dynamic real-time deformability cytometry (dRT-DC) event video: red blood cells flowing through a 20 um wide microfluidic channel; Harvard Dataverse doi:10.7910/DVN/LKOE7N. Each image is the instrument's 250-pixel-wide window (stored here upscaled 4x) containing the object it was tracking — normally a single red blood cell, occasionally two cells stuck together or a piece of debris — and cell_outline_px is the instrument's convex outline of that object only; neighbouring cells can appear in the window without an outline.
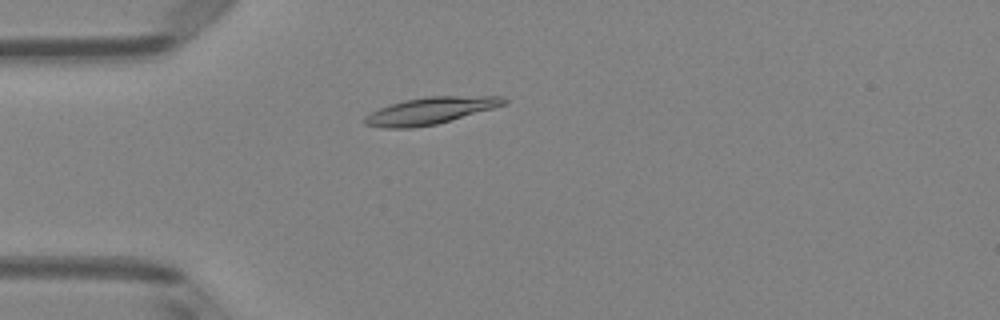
{"species": "Egyptian fruit bat (a non-hibernating species)", "species_latin": "Rousettus aegyptiacus", "temperature_condition": "room temperature", "stored_images_in_passage": 49, "camera_frame_rate_fps": 3000, "um_per_image_px": 0.085, "animal": {"sex": "female"}, "frame": {"image": 1, "passage_image": 12, "time_ms": 3.667, "image_size_px": [1000, 320], "cell_outline_px": [[508, 104], [436, 124], [412, 128], [384, 128], [364, 124], [364, 116], [368, 112], [404, 100], [428, 96], [504, 96], [508, 100]], "centroid_in_image_um": [36.58, 9.4], "position_along_channel_um": 48.4, "area_um2": 21.85}}
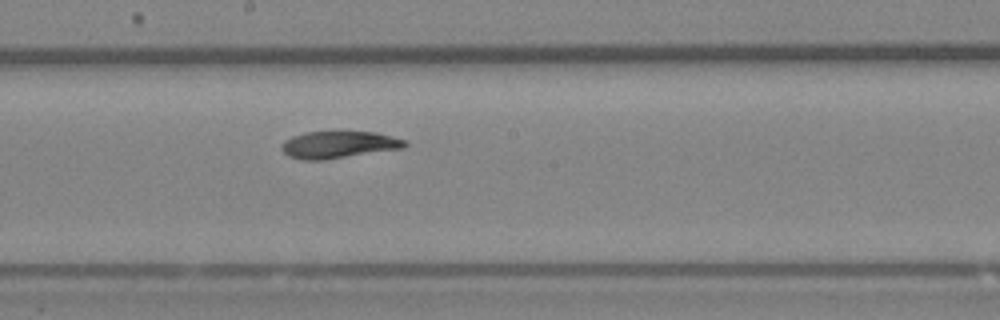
{"frame": {"image": 2, "passage_image": 26, "time_ms": 8.333, "image_size_px": [1000, 320], "cell_outline_px": [[408, 144], [404, 148], [324, 160], [300, 160], [288, 156], [280, 148], [284, 140], [292, 136], [304, 132], [376, 132], [408, 140]], "centroid_in_image_um": [28.79, 12.3], "position_along_channel_um": 219.4, "area_um2": 19.59}}
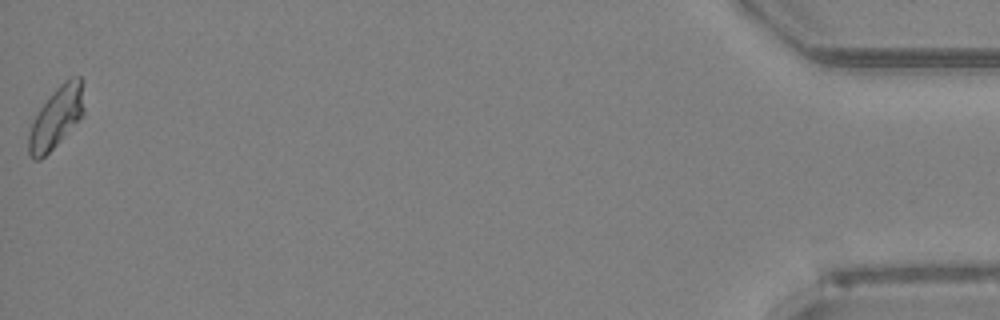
{"frame": {"image": 3, "passage_image": 49, "time_ms": 16.0, "image_size_px": [1000, 320], "cell_outline_px": [[84, 112], [60, 140], [40, 160], [32, 160], [28, 152], [28, 132], [32, 120], [40, 108], [52, 92], [64, 80], [72, 76], [80, 76], [84, 80]], "centroid_in_image_um": [4.78, 9.93], "position_along_channel_um": 430.4, "area_um2": 19.77}, "authors_computed_cell_mechanics": {"area_um2": 19.8832, "velocity_mm_per_s": 3.9883, "shape_relaxation_time_tau1_ms": 6.792, "shape_relaxation_time_tau2_ms": 5.1164, "deformation_change_tau1": 0.1749, "deformation_change_tau2": 0.0939}}